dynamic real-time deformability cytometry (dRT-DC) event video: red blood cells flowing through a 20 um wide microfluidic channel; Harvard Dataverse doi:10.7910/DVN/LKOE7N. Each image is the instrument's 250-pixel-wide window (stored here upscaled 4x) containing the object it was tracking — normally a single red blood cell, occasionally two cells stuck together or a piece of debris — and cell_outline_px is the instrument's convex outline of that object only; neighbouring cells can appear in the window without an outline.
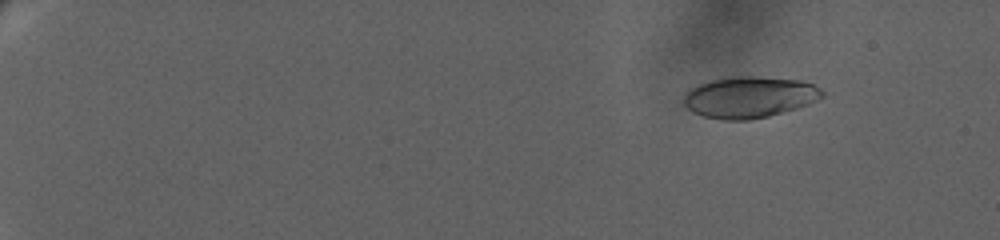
{"species": "human", "species_latin": "Homo sapiens", "temperature_condition": "warm", "stored_images_in_passage": 50, "camera_frame_rate_fps": 3000, "um_per_image_px": 0.085, "donor": {"sex": "female"}, "frame": {"image": 1, "passage_image": 8, "time_ms": 3.0, "image_size_px": [1000, 240], "cell_outline_px": [[824, 96], [808, 104], [796, 108], [768, 116], [748, 120], [724, 120], [704, 116], [692, 112], [684, 104], [684, 96], [692, 88], [700, 84], [712, 80], [732, 76], [752, 76], [800, 80], [812, 84], [820, 88], [824, 92]], "centroid_in_image_um": [63.71, 8.26], "position_along_channel_um": 21.3, "area_um2": 33.06}}
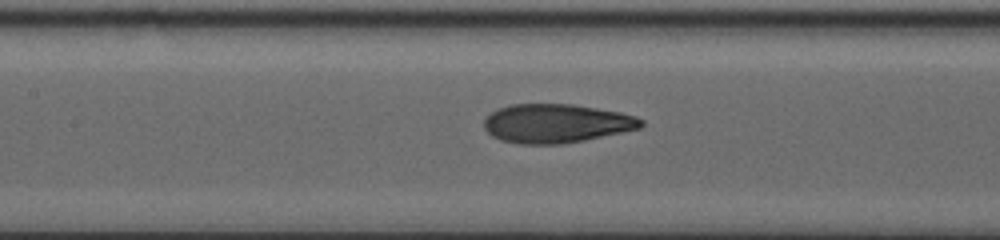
{"frame": {"image": 2, "passage_image": 31, "time_ms": 12.667, "image_size_px": [1000, 240], "cell_outline_px": [[644, 124], [640, 128], [584, 140], [560, 144], [520, 144], [500, 140], [492, 136], [484, 128], [484, 120], [496, 108], [508, 104], [572, 104], [620, 112], [636, 116], [644, 120]], "centroid_in_image_um": [47.26, 10.48], "position_along_channel_um": 160.1, "area_um2": 35.6}}
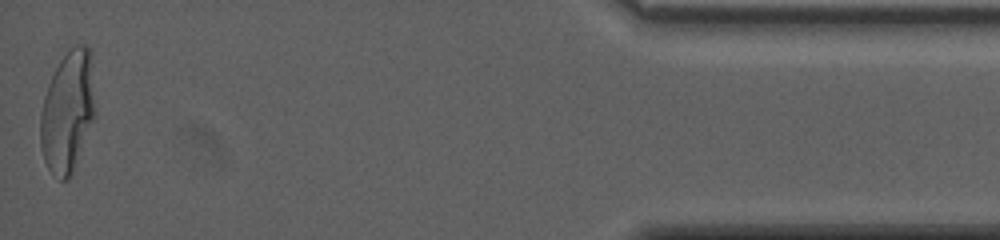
{"frame": {"image": 3, "passage_image": 50, "time_ms": 23.0, "image_size_px": [1000, 240], "cell_outline_px": [[92, 120], [72, 172], [64, 180], [60, 180], [48, 168], [44, 160], [40, 144], [40, 112], [44, 96], [48, 84], [60, 60], [68, 48], [76, 44], [84, 44], [92, 48]], "centroid_in_image_um": [5.71, 9.41], "position_along_channel_um": 429.5, "area_um2": 37.86}, "authors_computed_cell_mechanics": {"area_um2": 34.8534, "velocity_mm_per_s": 3.2218, "shape_relaxation_time_tau1_ms": 7.2663, "shape_relaxation_time_tau2_ms": 0.9311, "deformation_change_tau1": 0.2603, "deformation_change_tau2": 0.0692}}